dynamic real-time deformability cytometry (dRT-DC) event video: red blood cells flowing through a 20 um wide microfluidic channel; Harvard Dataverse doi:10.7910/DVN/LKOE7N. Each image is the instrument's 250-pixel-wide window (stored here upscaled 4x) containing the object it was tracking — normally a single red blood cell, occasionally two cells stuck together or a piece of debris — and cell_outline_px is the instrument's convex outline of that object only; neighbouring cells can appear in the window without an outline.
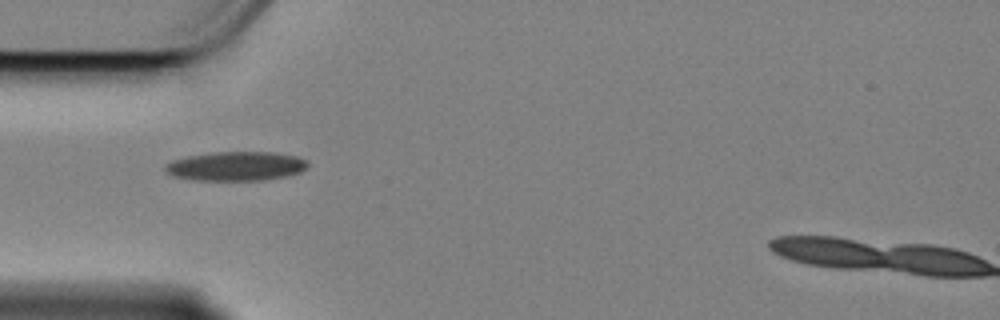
{"species": "Egyptian fruit bat (a non-hibernating species)", "species_latin": "Rousettus aegyptiacus", "temperature_condition": "cold", "stored_images_in_passage": 41, "camera_frame_rate_fps": 3000, "um_per_image_px": 0.085, "animal": {"sex": "female"}, "frame": {"image": 1, "passage_image": 1, "time_ms": 0.0, "image_size_px": [1000, 320], "cell_outline_px": [[308, 164], [300, 172], [288, 176], [264, 180], [196, 180], [172, 176], [164, 168], [164, 164], [172, 160], [188, 156], [212, 152], [272, 152], [296, 156], [304, 160]], "centroid_in_image_um": [20.03, 14.12], "position_along_channel_um": 65.0, "area_um2": 24.16}}
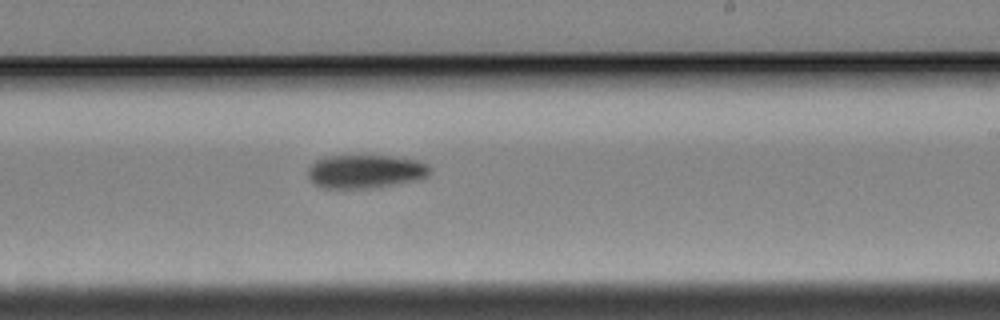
{"frame": {"image": 2, "passage_image": 18, "time_ms": 5.667, "image_size_px": [1000, 320], "cell_outline_px": [[432, 172], [428, 176], [416, 180], [368, 188], [320, 188], [312, 184], [308, 176], [308, 168], [316, 160], [328, 156], [392, 156], [420, 160], [428, 164], [432, 168]], "centroid_in_image_um": [31.07, 14.57], "position_along_channel_um": 257.9, "area_um2": 23.99}}
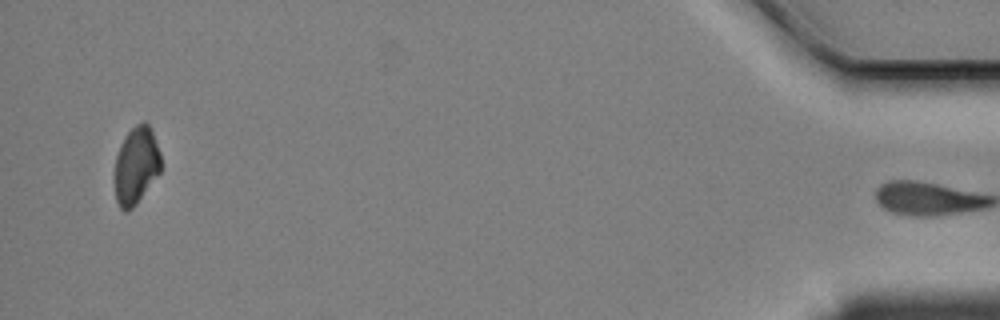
{"frame": {"image": 3, "passage_image": 40, "time_ms": 13.0, "image_size_px": [1000, 320], "cell_outline_px": [[160, 172], [136, 204], [128, 212], [124, 212], [120, 208], [116, 200], [116, 156], [120, 144], [128, 132], [136, 124], [144, 120], [152, 128], [160, 152]], "centroid_in_image_um": [11.59, 14.04], "position_along_channel_um": 423.6, "area_um2": 20.69}, "authors_computed_cell_mechanics": {"area_um2": 23.409, "velocity_mm_per_s": 3.4031, "shape_relaxation_time_tau1_ms": 3.7325, "shape_relaxation_time_tau2_ms": null, "deformation_change_tau1": 0.1145, "deformation_change_tau2": null}}